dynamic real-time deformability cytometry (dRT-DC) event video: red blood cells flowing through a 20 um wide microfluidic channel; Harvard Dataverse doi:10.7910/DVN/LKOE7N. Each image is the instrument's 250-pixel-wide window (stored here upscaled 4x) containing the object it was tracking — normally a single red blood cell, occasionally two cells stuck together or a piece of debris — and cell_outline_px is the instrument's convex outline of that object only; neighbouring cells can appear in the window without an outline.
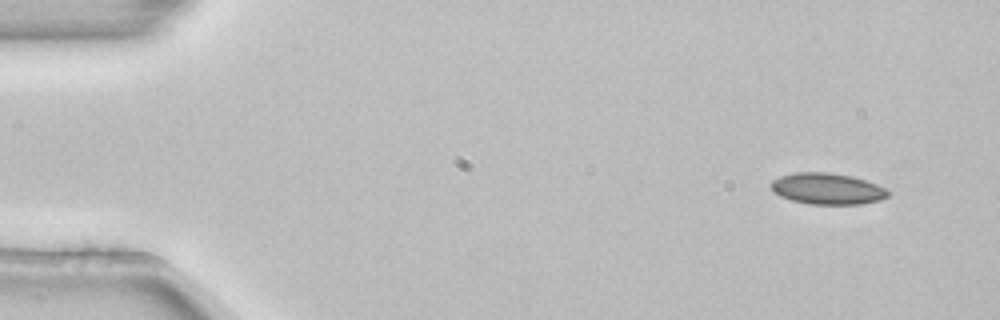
{"species": "common noctule bat (a hibernating species)", "species_latin": "Nyctalus noctula", "temperature_condition": "room temperature", "stored_images_in_passage": 5, "camera_frame_rate_fps": 3000, "um_per_image_px": 0.085, "animal": {"sex": "female", "body_mass_g": 22.7, "forearm_length_mm": 54.2}, "frame": {"image": 1, "passage_image": 1, "time_ms": 0.0, "image_size_px": [1000, 320], "cell_outline_px": [[892, 192], [888, 196], [880, 200], [860, 204], [812, 204], [792, 200], [780, 196], [768, 184], [772, 180], [780, 176], [796, 172], [828, 172], [852, 176], [876, 184]], "centroid_in_image_um": [70.32, 16.03], "position_along_channel_um": 14.7, "area_um2": 21.27}}
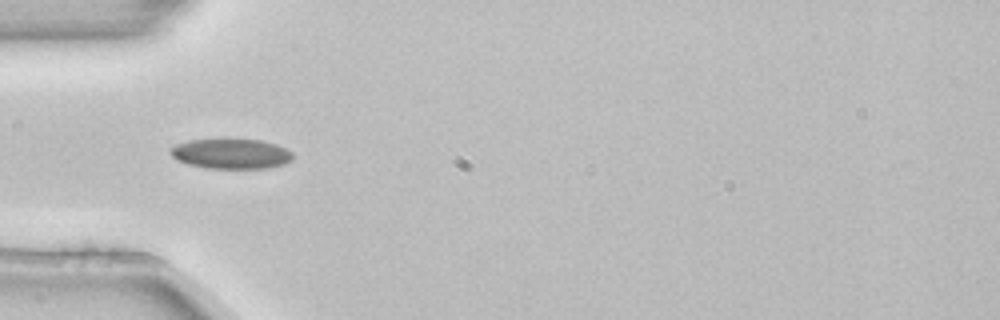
{"frame": {"image": 2, "passage_image": 4, "time_ms": 1.0, "image_size_px": [1000, 320], "cell_outline_px": [[296, 156], [292, 160], [284, 164], [264, 168], [208, 168], [188, 164], [176, 160], [168, 152], [176, 144], [188, 140], [260, 140], [276, 144], [292, 152]], "centroid_in_image_um": [19.65, 13.08], "position_along_channel_um": 65.4, "area_um2": 21.27}}